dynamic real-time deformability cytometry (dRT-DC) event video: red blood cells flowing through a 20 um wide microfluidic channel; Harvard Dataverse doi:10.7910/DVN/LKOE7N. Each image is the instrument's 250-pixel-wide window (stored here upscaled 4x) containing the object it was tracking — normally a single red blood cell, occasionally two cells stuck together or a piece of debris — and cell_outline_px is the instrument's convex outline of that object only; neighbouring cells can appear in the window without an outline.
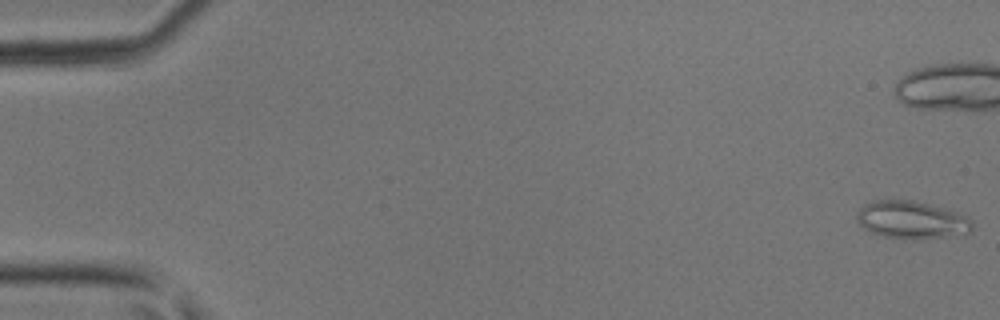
{"species": "common noctule bat (a hibernating species)", "species_latin": "Nyctalus noctula", "temperature_condition": "room temperature", "stored_images_in_passage": 47, "camera_frame_rate_fps": 3000, "um_per_image_px": 0.085, "animal": {"sex": "male", "body_mass_g": 17.9, "forearm_length_mm": 54.2}, "frame": {"image": 1, "passage_image": 1, "time_ms": 0.0, "image_size_px": [1000, 320], "cell_outline_px": [[972, 232], [944, 236], [904, 240], [884, 236], [872, 232], [864, 228], [856, 220], [856, 212], [864, 204], [872, 200], [916, 200], [956, 212], [968, 216], [972, 220]], "centroid_in_image_um": [77.46, 18.68], "position_along_channel_um": 7.5, "area_um2": 25.37}}